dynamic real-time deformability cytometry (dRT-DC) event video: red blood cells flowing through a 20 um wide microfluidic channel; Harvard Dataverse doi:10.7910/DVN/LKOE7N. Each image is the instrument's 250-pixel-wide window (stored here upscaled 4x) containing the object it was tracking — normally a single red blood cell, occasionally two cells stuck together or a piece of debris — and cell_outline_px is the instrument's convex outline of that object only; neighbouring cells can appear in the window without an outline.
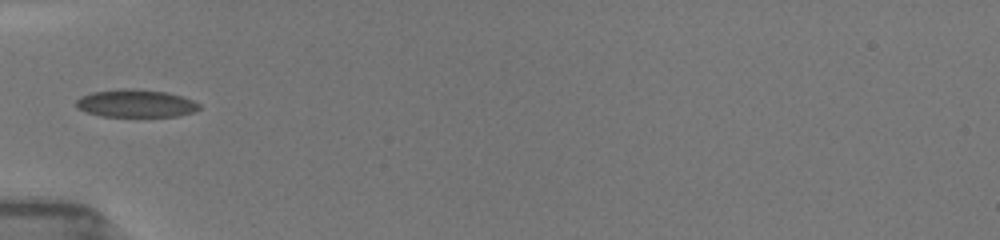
{"species": "common noctule bat (a hibernating species)", "species_latin": "Nyctalus noctula", "temperature_condition": "room temperature", "stored_images_in_passage": 2, "camera_frame_rate_fps": 3000, "um_per_image_px": 0.085, "animal": {"sex": "female", "body_mass_g": 19.5, "forearm_length_mm": 54.1}, "frame": {"image": 1, "passage_image": 1, "time_ms": 0.0, "image_size_px": [1000, 240], "cell_outline_px": [[200, 108], [192, 112], [176, 116], [100, 116], [76, 108], [76, 100], [80, 96], [92, 92], [124, 88], [132, 88], [168, 92], [192, 100], [200, 104]], "centroid_in_image_um": [11.51, 8.78], "position_along_channel_um": 73.5, "area_um2": 19.83}}